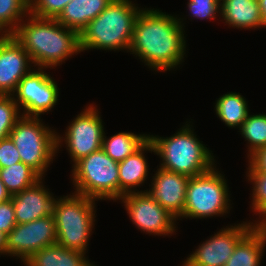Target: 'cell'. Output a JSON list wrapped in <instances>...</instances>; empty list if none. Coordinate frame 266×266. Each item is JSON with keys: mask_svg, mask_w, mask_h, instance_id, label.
<instances>
[{"mask_svg": "<svg viewBox=\"0 0 266 266\" xmlns=\"http://www.w3.org/2000/svg\"><path fill=\"white\" fill-rule=\"evenodd\" d=\"M184 19L159 9L143 7L135 21L130 54L138 56L155 72L180 68V64L185 62L187 47Z\"/></svg>", "mask_w": 266, "mask_h": 266, "instance_id": "1", "label": "cell"}, {"mask_svg": "<svg viewBox=\"0 0 266 266\" xmlns=\"http://www.w3.org/2000/svg\"><path fill=\"white\" fill-rule=\"evenodd\" d=\"M12 35L28 52L36 68L55 69L74 54L81 53L79 33L56 19L29 13Z\"/></svg>", "mask_w": 266, "mask_h": 266, "instance_id": "2", "label": "cell"}, {"mask_svg": "<svg viewBox=\"0 0 266 266\" xmlns=\"http://www.w3.org/2000/svg\"><path fill=\"white\" fill-rule=\"evenodd\" d=\"M141 9L131 0H113L79 34L81 52L89 49L129 52Z\"/></svg>", "mask_w": 266, "mask_h": 266, "instance_id": "3", "label": "cell"}, {"mask_svg": "<svg viewBox=\"0 0 266 266\" xmlns=\"http://www.w3.org/2000/svg\"><path fill=\"white\" fill-rule=\"evenodd\" d=\"M186 123L170 137L149 134V140L154 145V155L160 158L159 167L195 177L212 169L216 161L213 151L196 137L191 121Z\"/></svg>", "mask_w": 266, "mask_h": 266, "instance_id": "4", "label": "cell"}, {"mask_svg": "<svg viewBox=\"0 0 266 266\" xmlns=\"http://www.w3.org/2000/svg\"><path fill=\"white\" fill-rule=\"evenodd\" d=\"M55 197L52 215L56 226V243L86 254L95 226L97 200L75 192L60 198Z\"/></svg>", "mask_w": 266, "mask_h": 266, "instance_id": "5", "label": "cell"}, {"mask_svg": "<svg viewBox=\"0 0 266 266\" xmlns=\"http://www.w3.org/2000/svg\"><path fill=\"white\" fill-rule=\"evenodd\" d=\"M216 166L203 174L190 177L186 188L184 211L177 220L207 219L230 213L232 204L227 180Z\"/></svg>", "mask_w": 266, "mask_h": 266, "instance_id": "6", "label": "cell"}, {"mask_svg": "<svg viewBox=\"0 0 266 266\" xmlns=\"http://www.w3.org/2000/svg\"><path fill=\"white\" fill-rule=\"evenodd\" d=\"M119 162L102 149L91 153L72 166L74 192L94 200H119Z\"/></svg>", "mask_w": 266, "mask_h": 266, "instance_id": "7", "label": "cell"}, {"mask_svg": "<svg viewBox=\"0 0 266 266\" xmlns=\"http://www.w3.org/2000/svg\"><path fill=\"white\" fill-rule=\"evenodd\" d=\"M42 121L41 117L22 116L9 137L18 149L21 162L44 178L57 154V132Z\"/></svg>", "mask_w": 266, "mask_h": 266, "instance_id": "8", "label": "cell"}, {"mask_svg": "<svg viewBox=\"0 0 266 266\" xmlns=\"http://www.w3.org/2000/svg\"><path fill=\"white\" fill-rule=\"evenodd\" d=\"M93 103L85 106L66 127L64 136L57 133V153L62 145L70 155L72 166L84 157L102 149L105 133L102 115ZM64 142V144H63Z\"/></svg>", "mask_w": 266, "mask_h": 266, "instance_id": "9", "label": "cell"}, {"mask_svg": "<svg viewBox=\"0 0 266 266\" xmlns=\"http://www.w3.org/2000/svg\"><path fill=\"white\" fill-rule=\"evenodd\" d=\"M59 87L43 68H34L25 75L12 94L22 116L41 117L51 111L58 103Z\"/></svg>", "mask_w": 266, "mask_h": 266, "instance_id": "10", "label": "cell"}, {"mask_svg": "<svg viewBox=\"0 0 266 266\" xmlns=\"http://www.w3.org/2000/svg\"><path fill=\"white\" fill-rule=\"evenodd\" d=\"M119 200L123 202L131 222L141 232L155 236H172L177 230V218L146 192L128 193Z\"/></svg>", "mask_w": 266, "mask_h": 266, "instance_id": "11", "label": "cell"}, {"mask_svg": "<svg viewBox=\"0 0 266 266\" xmlns=\"http://www.w3.org/2000/svg\"><path fill=\"white\" fill-rule=\"evenodd\" d=\"M255 226V222L223 226L190 253L182 266H225L237 243Z\"/></svg>", "mask_w": 266, "mask_h": 266, "instance_id": "12", "label": "cell"}, {"mask_svg": "<svg viewBox=\"0 0 266 266\" xmlns=\"http://www.w3.org/2000/svg\"><path fill=\"white\" fill-rule=\"evenodd\" d=\"M57 234L53 215L28 223L16 224L7 235L6 255L25 262L32 254L56 244Z\"/></svg>", "mask_w": 266, "mask_h": 266, "instance_id": "13", "label": "cell"}, {"mask_svg": "<svg viewBox=\"0 0 266 266\" xmlns=\"http://www.w3.org/2000/svg\"><path fill=\"white\" fill-rule=\"evenodd\" d=\"M32 64L30 55L13 35H1L0 95H12L20 80L35 68Z\"/></svg>", "mask_w": 266, "mask_h": 266, "instance_id": "14", "label": "cell"}, {"mask_svg": "<svg viewBox=\"0 0 266 266\" xmlns=\"http://www.w3.org/2000/svg\"><path fill=\"white\" fill-rule=\"evenodd\" d=\"M150 189L143 190L177 219L183 214L186 188L190 177L159 167L153 174Z\"/></svg>", "mask_w": 266, "mask_h": 266, "instance_id": "15", "label": "cell"}, {"mask_svg": "<svg viewBox=\"0 0 266 266\" xmlns=\"http://www.w3.org/2000/svg\"><path fill=\"white\" fill-rule=\"evenodd\" d=\"M45 178L23 191L12 195L16 224L28 223L52 214L56 200L54 194L44 186Z\"/></svg>", "mask_w": 266, "mask_h": 266, "instance_id": "16", "label": "cell"}, {"mask_svg": "<svg viewBox=\"0 0 266 266\" xmlns=\"http://www.w3.org/2000/svg\"><path fill=\"white\" fill-rule=\"evenodd\" d=\"M146 151L155 153L154 145L149 139L132 155L119 162V199L128 193L143 192L137 187L144 185L150 173Z\"/></svg>", "mask_w": 266, "mask_h": 266, "instance_id": "17", "label": "cell"}, {"mask_svg": "<svg viewBox=\"0 0 266 266\" xmlns=\"http://www.w3.org/2000/svg\"><path fill=\"white\" fill-rule=\"evenodd\" d=\"M220 17L236 29L263 28L258 0H221Z\"/></svg>", "mask_w": 266, "mask_h": 266, "instance_id": "18", "label": "cell"}, {"mask_svg": "<svg viewBox=\"0 0 266 266\" xmlns=\"http://www.w3.org/2000/svg\"><path fill=\"white\" fill-rule=\"evenodd\" d=\"M113 0H72L56 20L63 26L81 33Z\"/></svg>", "mask_w": 266, "mask_h": 266, "instance_id": "19", "label": "cell"}, {"mask_svg": "<svg viewBox=\"0 0 266 266\" xmlns=\"http://www.w3.org/2000/svg\"><path fill=\"white\" fill-rule=\"evenodd\" d=\"M266 248V232L254 226L235 246L225 266H260Z\"/></svg>", "mask_w": 266, "mask_h": 266, "instance_id": "20", "label": "cell"}, {"mask_svg": "<svg viewBox=\"0 0 266 266\" xmlns=\"http://www.w3.org/2000/svg\"><path fill=\"white\" fill-rule=\"evenodd\" d=\"M85 256L86 254L82 252L62 247L56 243L38 250L23 264L25 266H96Z\"/></svg>", "mask_w": 266, "mask_h": 266, "instance_id": "21", "label": "cell"}, {"mask_svg": "<svg viewBox=\"0 0 266 266\" xmlns=\"http://www.w3.org/2000/svg\"><path fill=\"white\" fill-rule=\"evenodd\" d=\"M214 107L217 117L227 127L234 129L236 127L239 129L250 114L248 101L239 92H227L221 95Z\"/></svg>", "mask_w": 266, "mask_h": 266, "instance_id": "22", "label": "cell"}, {"mask_svg": "<svg viewBox=\"0 0 266 266\" xmlns=\"http://www.w3.org/2000/svg\"><path fill=\"white\" fill-rule=\"evenodd\" d=\"M149 134L119 132L107 138L103 136L102 150L114 161L121 162L138 150L147 140Z\"/></svg>", "mask_w": 266, "mask_h": 266, "instance_id": "23", "label": "cell"}, {"mask_svg": "<svg viewBox=\"0 0 266 266\" xmlns=\"http://www.w3.org/2000/svg\"><path fill=\"white\" fill-rule=\"evenodd\" d=\"M42 177L23 162L0 168V179L10 195H15L35 184Z\"/></svg>", "mask_w": 266, "mask_h": 266, "instance_id": "24", "label": "cell"}, {"mask_svg": "<svg viewBox=\"0 0 266 266\" xmlns=\"http://www.w3.org/2000/svg\"><path fill=\"white\" fill-rule=\"evenodd\" d=\"M29 13V0H0V34L12 35Z\"/></svg>", "mask_w": 266, "mask_h": 266, "instance_id": "25", "label": "cell"}, {"mask_svg": "<svg viewBox=\"0 0 266 266\" xmlns=\"http://www.w3.org/2000/svg\"><path fill=\"white\" fill-rule=\"evenodd\" d=\"M240 134L247 141L249 159L266 146V114H250L239 128Z\"/></svg>", "mask_w": 266, "mask_h": 266, "instance_id": "26", "label": "cell"}, {"mask_svg": "<svg viewBox=\"0 0 266 266\" xmlns=\"http://www.w3.org/2000/svg\"><path fill=\"white\" fill-rule=\"evenodd\" d=\"M22 113L12 95H0V140L9 137Z\"/></svg>", "mask_w": 266, "mask_h": 266, "instance_id": "27", "label": "cell"}, {"mask_svg": "<svg viewBox=\"0 0 266 266\" xmlns=\"http://www.w3.org/2000/svg\"><path fill=\"white\" fill-rule=\"evenodd\" d=\"M252 185V200L250 209L259 216V219L266 213V173L261 172H245ZM257 213V214H256Z\"/></svg>", "mask_w": 266, "mask_h": 266, "instance_id": "28", "label": "cell"}, {"mask_svg": "<svg viewBox=\"0 0 266 266\" xmlns=\"http://www.w3.org/2000/svg\"><path fill=\"white\" fill-rule=\"evenodd\" d=\"M187 8L192 20H214L220 15V0H188Z\"/></svg>", "mask_w": 266, "mask_h": 266, "instance_id": "29", "label": "cell"}, {"mask_svg": "<svg viewBox=\"0 0 266 266\" xmlns=\"http://www.w3.org/2000/svg\"><path fill=\"white\" fill-rule=\"evenodd\" d=\"M30 13L40 18L56 19L72 0H29Z\"/></svg>", "mask_w": 266, "mask_h": 266, "instance_id": "30", "label": "cell"}, {"mask_svg": "<svg viewBox=\"0 0 266 266\" xmlns=\"http://www.w3.org/2000/svg\"><path fill=\"white\" fill-rule=\"evenodd\" d=\"M21 162L18 149L10 137L0 140V168Z\"/></svg>", "mask_w": 266, "mask_h": 266, "instance_id": "31", "label": "cell"}, {"mask_svg": "<svg viewBox=\"0 0 266 266\" xmlns=\"http://www.w3.org/2000/svg\"><path fill=\"white\" fill-rule=\"evenodd\" d=\"M16 218L12 199L0 203V231L8 235L15 227Z\"/></svg>", "mask_w": 266, "mask_h": 266, "instance_id": "32", "label": "cell"}, {"mask_svg": "<svg viewBox=\"0 0 266 266\" xmlns=\"http://www.w3.org/2000/svg\"><path fill=\"white\" fill-rule=\"evenodd\" d=\"M246 172L266 173V146L258 150L248 159Z\"/></svg>", "mask_w": 266, "mask_h": 266, "instance_id": "33", "label": "cell"}, {"mask_svg": "<svg viewBox=\"0 0 266 266\" xmlns=\"http://www.w3.org/2000/svg\"><path fill=\"white\" fill-rule=\"evenodd\" d=\"M11 198L12 196L10 195L4 183L0 179V203L8 201Z\"/></svg>", "mask_w": 266, "mask_h": 266, "instance_id": "34", "label": "cell"}, {"mask_svg": "<svg viewBox=\"0 0 266 266\" xmlns=\"http://www.w3.org/2000/svg\"><path fill=\"white\" fill-rule=\"evenodd\" d=\"M7 235L0 231V256L6 255Z\"/></svg>", "mask_w": 266, "mask_h": 266, "instance_id": "35", "label": "cell"}, {"mask_svg": "<svg viewBox=\"0 0 266 266\" xmlns=\"http://www.w3.org/2000/svg\"><path fill=\"white\" fill-rule=\"evenodd\" d=\"M262 16L263 28H266V0H258Z\"/></svg>", "mask_w": 266, "mask_h": 266, "instance_id": "36", "label": "cell"}, {"mask_svg": "<svg viewBox=\"0 0 266 266\" xmlns=\"http://www.w3.org/2000/svg\"><path fill=\"white\" fill-rule=\"evenodd\" d=\"M254 221H255V226L257 228L266 232V213L260 219H258L257 221L253 220V222Z\"/></svg>", "mask_w": 266, "mask_h": 266, "instance_id": "37", "label": "cell"}]
</instances>
